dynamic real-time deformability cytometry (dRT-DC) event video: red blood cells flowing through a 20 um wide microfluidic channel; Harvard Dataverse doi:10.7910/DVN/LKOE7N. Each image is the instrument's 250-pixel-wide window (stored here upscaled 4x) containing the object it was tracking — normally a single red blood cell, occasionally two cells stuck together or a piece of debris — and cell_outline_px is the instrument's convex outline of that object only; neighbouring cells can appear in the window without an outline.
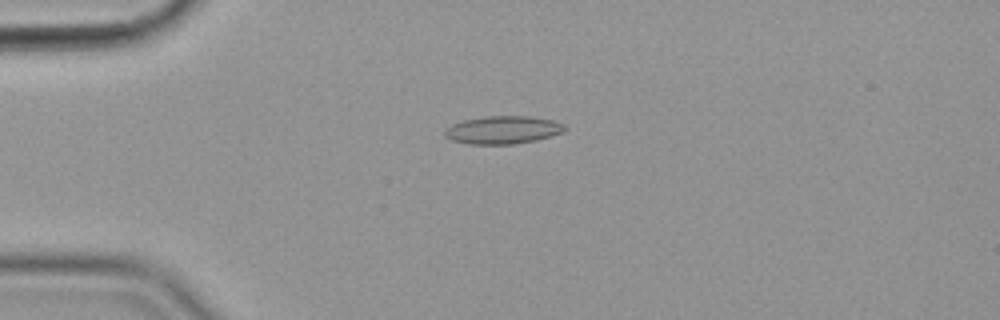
{"species": "common noctule bat (a hibernating species)", "species_latin": "Nyctalus noctula", "temperature_condition": "cold", "stored_images_in_passage": 56, "camera_frame_rate_fps": 3000, "um_per_image_px": 0.085, "animal": {"sex": "female", "body_mass_g": 19.9}, "frame": {"image": 1, "passage_image": 14, "time_ms": 4.333, "image_size_px": [1000, 320], "cell_outline_px": [[568, 128], [564, 132], [552, 136], [536, 140], [512, 144], [468, 144], [452, 140], [444, 136], [444, 132], [452, 124], [464, 120], [484, 116], [528, 116], [552, 120], [564, 124]], "centroid_in_image_um": [42.77, 11.04], "position_along_channel_um": 42.2, "area_um2": 19.54}}
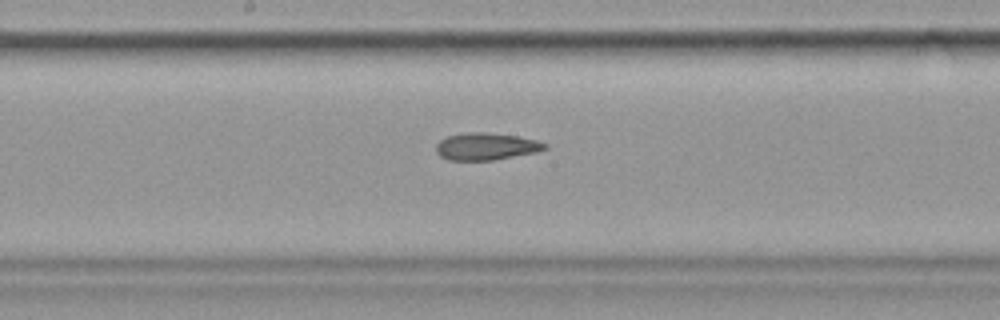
{"frame": {"image": 2, "passage_image": 30, "time_ms": 9.667, "image_size_px": [1000, 320], "cell_outline_px": [[548, 148], [536, 152], [492, 160], [448, 160], [440, 156], [436, 152], [436, 144], [440, 140], [448, 136], [464, 132], [484, 132], [516, 136], [536, 140], [548, 144]], "centroid_in_image_um": [41.3, 12.44], "position_along_channel_um": 206.9, "area_um2": 17.17}}
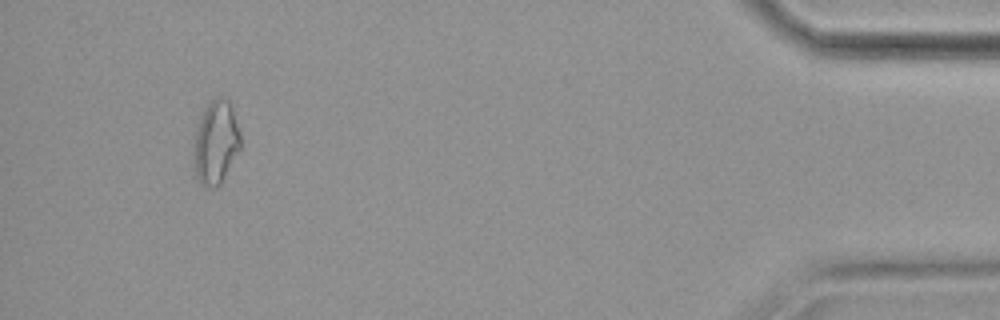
{"frame": {"image": 3, "passage_image": 53, "time_ms": 17.333, "image_size_px": [1000, 320], "cell_outline_px": [[240, 148], [220, 184], [216, 188], [208, 188], [196, 176], [192, 152], [196, 128], [204, 104], [208, 100], [216, 96], [220, 96], [228, 100], [232, 108], [240, 132]], "centroid_in_image_um": [18.31, 12.04], "position_along_channel_um": 416.9, "area_um2": 23.0}, "authors_computed_cell_mechanics": {"area_um2": 18.3515, "velocity_mm_per_s": 3.5859, "shape_relaxation_time_tau1_ms": 10.8285, "shape_relaxation_time_tau2_ms": 7.4768, "deformation_change_tau1": 0.184, "deformation_change_tau2": 0.1834}}